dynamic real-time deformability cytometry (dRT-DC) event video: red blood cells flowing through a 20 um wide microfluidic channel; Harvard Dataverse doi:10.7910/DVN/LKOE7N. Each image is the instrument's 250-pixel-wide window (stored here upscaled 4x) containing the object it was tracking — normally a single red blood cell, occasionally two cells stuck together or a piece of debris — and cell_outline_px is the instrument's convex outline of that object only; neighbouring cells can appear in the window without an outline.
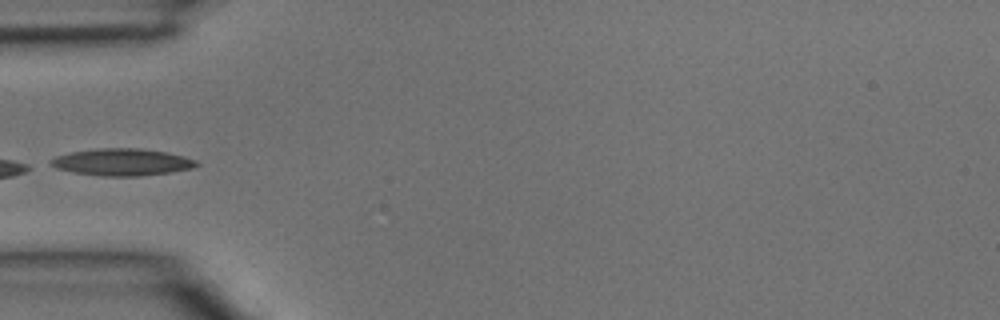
{"species": "common noctule bat (a hibernating species)", "species_latin": "Nyctalus noctula", "temperature_condition": "room temperature", "stored_images_in_passage": 2, "camera_frame_rate_fps": 3000, "um_per_image_px": 0.085, "animal": {"sex": "male", "body_mass_g": 15.6}, "frame": {"image": 1, "passage_image": 2, "time_ms": 0.333, "image_size_px": [1000, 320], "cell_outline_px": [[200, 164], [192, 168], [168, 172], [140, 176], [100, 176], [72, 172], [56, 168], [48, 164], [48, 160], [56, 156], [72, 152], [100, 148], [140, 148], [168, 152], [184, 156], [196, 160]], "centroid_in_image_um": [10.35, 13.78], "position_along_channel_um": 74.6, "area_um2": 23.0}}